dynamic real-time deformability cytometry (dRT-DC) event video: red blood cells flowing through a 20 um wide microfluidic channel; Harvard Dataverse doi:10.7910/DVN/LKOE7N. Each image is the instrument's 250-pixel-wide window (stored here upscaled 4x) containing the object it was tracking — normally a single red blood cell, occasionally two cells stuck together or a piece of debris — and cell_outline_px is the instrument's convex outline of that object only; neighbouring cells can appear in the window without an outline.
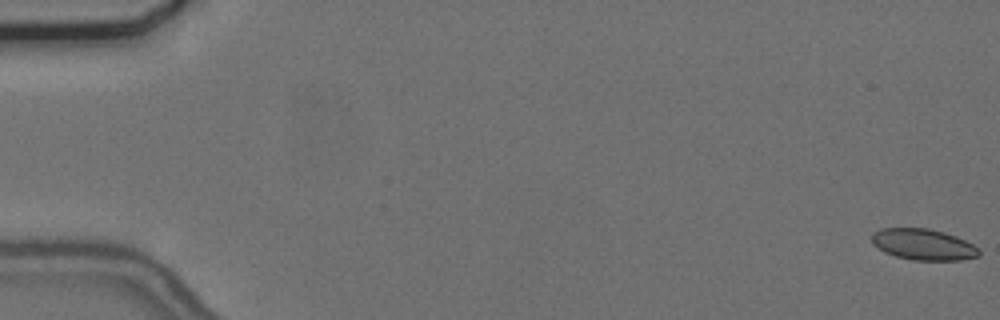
{"species": "common noctule bat (a hibernating species)", "species_latin": "Nyctalus noctula", "temperature_condition": "cold", "stored_images_in_passage": 57, "camera_frame_rate_fps": 3000, "um_per_image_px": 0.085, "animal": {"sex": "female", "body_mass_g": 24.6, "forearm_length_mm": 56.2}, "frame": {"image": 1, "passage_image": 1, "time_ms": 0.0, "image_size_px": [1000, 320], "cell_outline_px": [[980, 256], [960, 260], [912, 260], [896, 256], [884, 252], [872, 244], [872, 232], [880, 228], [928, 228], [944, 232], [956, 236], [972, 244], [980, 252]], "centroid_in_image_um": [78.45, 20.77], "position_along_channel_um": 6.6, "area_um2": 19.48}}
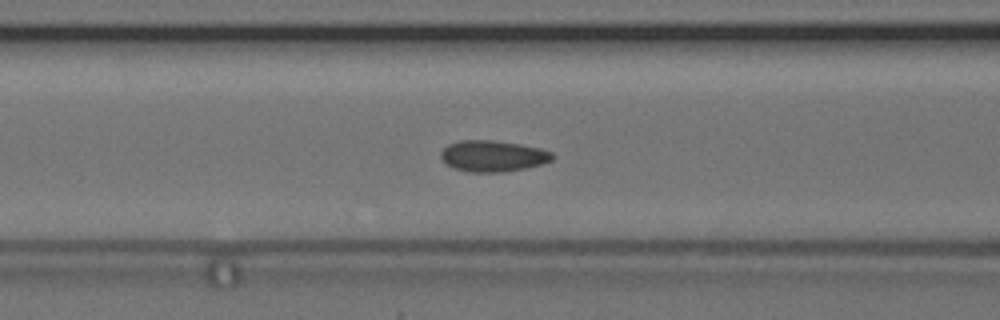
{"frame": {"image": 2, "passage_image": 24, "time_ms": 7.667, "image_size_px": [1000, 320], "cell_outline_px": [[556, 156], [552, 160], [540, 164], [524, 168], [500, 172], [468, 172], [456, 168], [448, 164], [440, 156], [440, 152], [448, 144], [460, 140], [492, 140], [520, 144], [540, 148], [552, 152]], "centroid_in_image_um": [41.91, 13.25], "position_along_channel_um": 124.7, "area_um2": 20.11}}
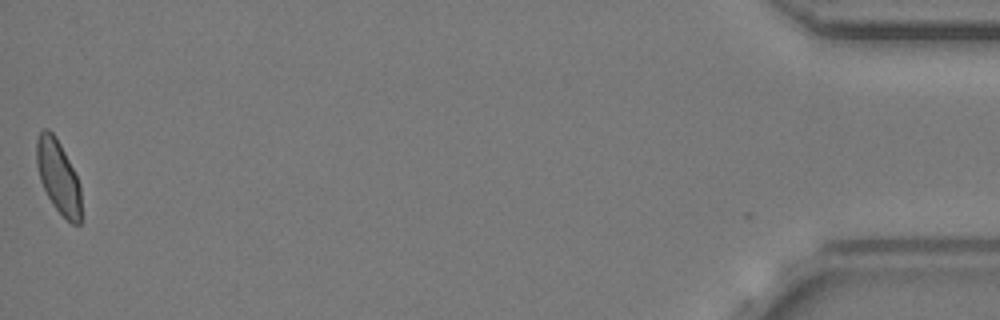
{"frame": {"image": 3, "passage_image": 57, "time_ms": 18.667, "image_size_px": [1000, 320], "cell_outline_px": [[80, 224], [72, 224], [52, 204], [40, 180], [36, 164], [36, 140], [40, 132], [44, 128], [48, 128], [56, 136], [80, 184]], "centroid_in_image_um": [4.93, 14.98], "position_along_channel_um": 430.3, "area_um2": 18.73}, "authors_computed_cell_mechanics": {"area_um2": 19.8254, "velocity_mm_per_s": 3.6573, "shape_relaxation_time_tau1_ms": 5.8438, "shape_relaxation_time_tau2_ms": 0.8938, "deformation_change_tau1": 0.1017, "deformation_change_tau2": 0.068}}